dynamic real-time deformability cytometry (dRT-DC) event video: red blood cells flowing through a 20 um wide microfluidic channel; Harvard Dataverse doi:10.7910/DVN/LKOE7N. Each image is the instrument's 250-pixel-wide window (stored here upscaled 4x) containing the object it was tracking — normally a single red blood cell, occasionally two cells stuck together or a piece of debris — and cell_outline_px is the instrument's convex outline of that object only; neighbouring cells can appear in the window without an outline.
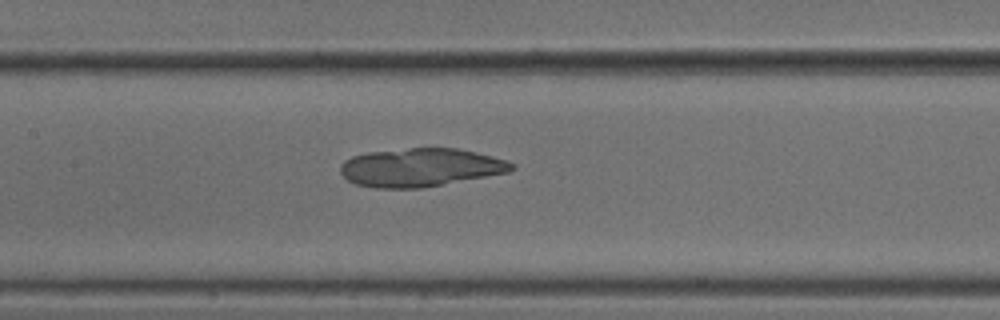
{"species": "common noctule bat (a hibernating species)", "species_latin": "Nyctalus noctula", "temperature_condition": "cold", "stored_images_in_passage": 52, "camera_frame_rate_fps": 3000, "um_per_image_px": 0.085, "animal": {"sex": "male", "body_mass_g": 18.8}, "frame": {"image": 1, "passage_image": 25, "time_ms": 8.0, "image_size_px": [1000, 320], "cell_outline_px": [[516, 168], [508, 172], [420, 188], [376, 188], [356, 184], [348, 180], [340, 172], [340, 164], [344, 160], [352, 156], [368, 152], [408, 148], [456, 148], [476, 152], [508, 160], [516, 164]], "centroid_in_image_um": [35.74, 14.22], "position_along_channel_um": 171.7, "area_um2": 38.21}}
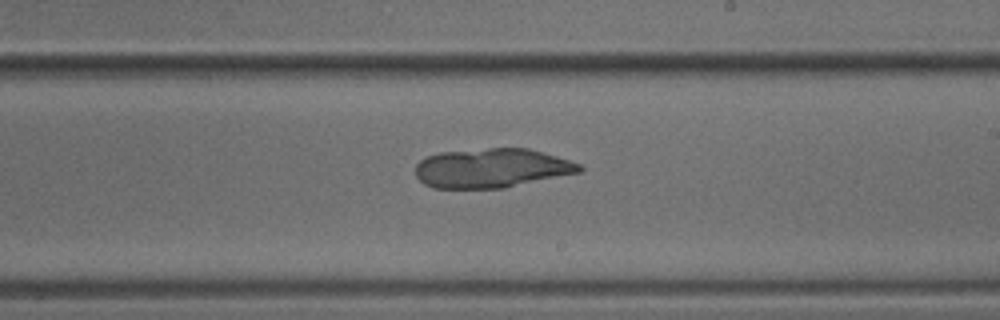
{"frame": {"image": 2, "passage_image": 31, "time_ms": 10.0, "image_size_px": [1000, 320], "cell_outline_px": [[584, 168], [580, 172], [504, 188], [436, 188], [424, 184], [416, 176], [416, 164], [420, 160], [428, 156], [440, 152], [488, 148], [528, 148], [556, 156], [580, 164]], "centroid_in_image_um": [41.78, 14.29], "position_along_channel_um": 247.2, "area_um2": 37.4}}
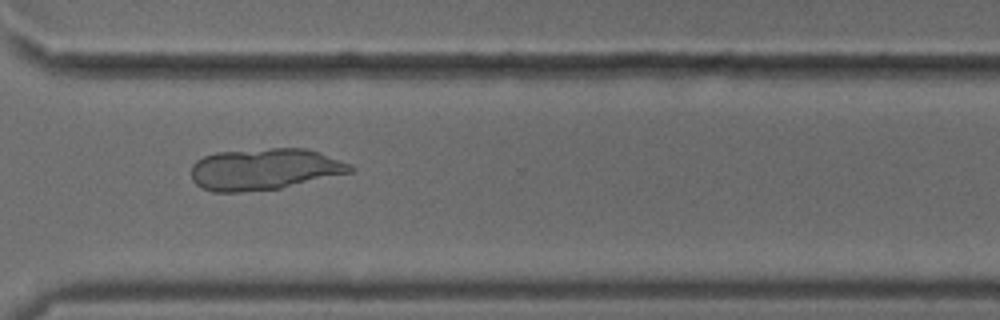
{"frame": {"image": 3, "passage_image": 39, "time_ms": 12.667, "image_size_px": [1000, 320], "cell_outline_px": [[356, 168], [352, 172], [280, 188], [240, 192], [212, 192], [196, 184], [192, 180], [192, 164], [196, 160], [204, 156], [216, 152], [272, 148], [308, 148], [348, 164]], "centroid_in_image_um": [22.44, 14.38], "position_along_channel_um": 348.2, "area_um2": 38.26}}